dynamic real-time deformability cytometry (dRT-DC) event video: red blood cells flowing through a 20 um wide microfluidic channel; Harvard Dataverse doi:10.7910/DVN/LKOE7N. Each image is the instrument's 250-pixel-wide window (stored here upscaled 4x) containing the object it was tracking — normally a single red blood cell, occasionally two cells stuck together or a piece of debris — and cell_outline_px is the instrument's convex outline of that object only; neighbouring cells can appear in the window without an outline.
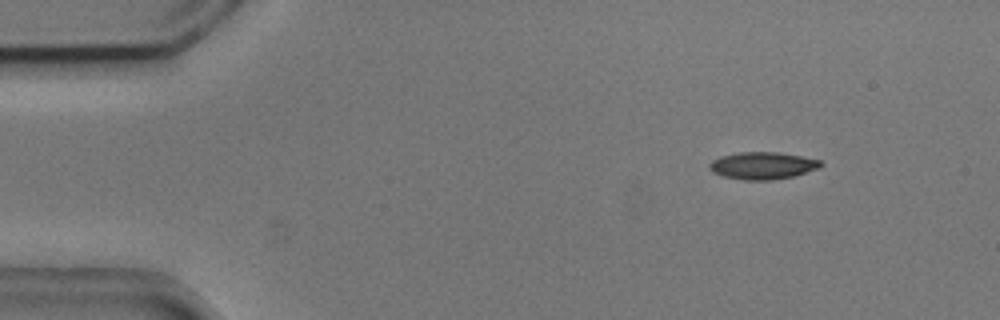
{"species": "common noctule bat (a hibernating species)", "species_latin": "Nyctalus noctula", "temperature_condition": "cold", "stored_images_in_passage": 4, "camera_frame_rate_fps": 3000, "um_per_image_px": 0.085, "animal": {"sex": "male", "body_mass_g": 20.5, "forearm_length_mm": 52.5}, "frame": {"image": 1, "passage_image": 2, "time_ms": 0.333, "image_size_px": [1000, 320], "cell_outline_px": [[824, 164], [820, 168], [792, 176], [772, 180], [744, 180], [724, 176], [712, 172], [708, 168], [708, 164], [712, 160], [720, 156], [740, 152], [776, 152], [800, 156], [820, 160]], "centroid_in_image_um": [64.8, 14.07], "position_along_channel_um": 20.2, "area_um2": 17.63}}